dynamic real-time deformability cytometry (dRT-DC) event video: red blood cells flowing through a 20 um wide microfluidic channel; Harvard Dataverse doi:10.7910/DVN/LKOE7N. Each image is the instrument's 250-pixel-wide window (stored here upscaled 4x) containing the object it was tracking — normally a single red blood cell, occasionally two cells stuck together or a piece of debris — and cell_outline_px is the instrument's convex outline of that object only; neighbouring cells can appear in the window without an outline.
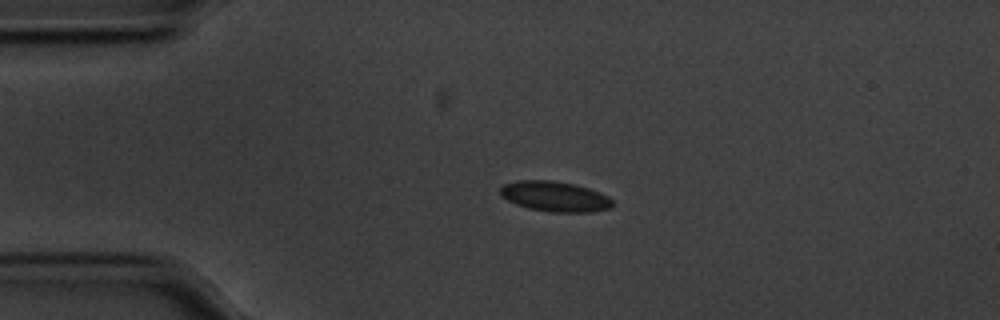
{"species": "common noctule bat (a hibernating species)", "species_latin": "Nyctalus noctula", "temperature_condition": "cold", "stored_images_in_passage": 45, "camera_frame_rate_fps": 3000, "um_per_image_px": 0.085, "animal": {"sex": "male", "body_mass_g": 20.1, "forearm_length_mm": 53.5}, "frame": {"image": 1, "passage_image": 1, "time_ms": 0.0, "image_size_px": [1000, 320], "cell_outline_px": [[612, 204], [608, 208], [592, 212], [552, 212], [528, 208], [516, 204], [500, 196], [500, 188], [504, 184], [516, 180], [552, 180], [572, 184], [588, 188], [600, 192], [608, 196], [612, 200]], "centroid_in_image_um": [47.13, 16.69], "position_along_channel_um": 37.9, "area_um2": 19.71}}
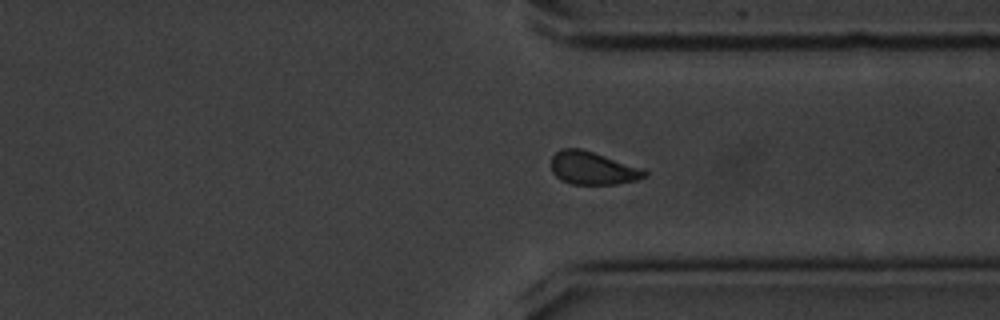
{"frame": {"image": 2, "passage_image": 31, "time_ms": 10.0, "image_size_px": [1000, 320], "cell_outline_px": [[648, 176], [636, 180], [616, 184], [572, 184], [560, 180], [552, 172], [552, 156], [560, 148], [580, 148], [644, 168], [648, 172]], "centroid_in_image_um": [50.4, 14.29], "position_along_channel_um": 361.0, "area_um2": 18.03}}
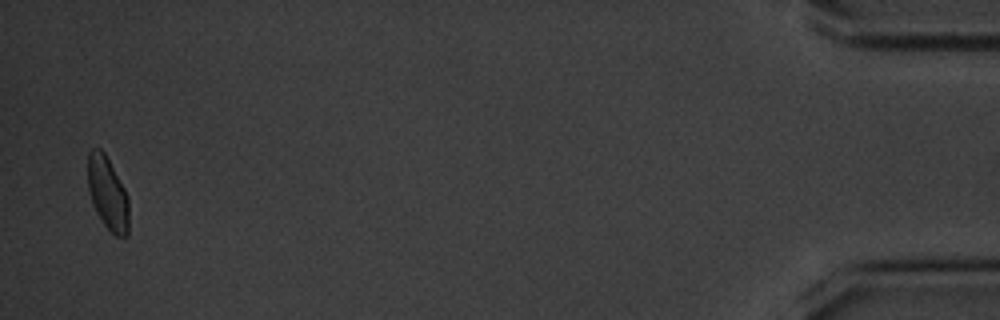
{"frame": {"image": 3, "passage_image": 44, "time_ms": 14.333, "image_size_px": [1000, 320], "cell_outline_px": [[128, 236], [116, 236], [104, 224], [96, 212], [92, 204], [88, 192], [88, 152], [92, 148], [100, 148], [104, 152], [124, 188], [128, 196]], "centroid_in_image_um": [9.13, 16.43], "position_along_channel_um": 426.1, "area_um2": 17.4}, "authors_computed_cell_mechanics": {"area_um2": 18.6694, "velocity_mm_per_s": 3.5208, "shape_relaxation_time_tau1_ms": 2.3397, "shape_relaxation_time_tau2_ms": null, "deformation_change_tau1": 0.0684, "deformation_change_tau2": null}}